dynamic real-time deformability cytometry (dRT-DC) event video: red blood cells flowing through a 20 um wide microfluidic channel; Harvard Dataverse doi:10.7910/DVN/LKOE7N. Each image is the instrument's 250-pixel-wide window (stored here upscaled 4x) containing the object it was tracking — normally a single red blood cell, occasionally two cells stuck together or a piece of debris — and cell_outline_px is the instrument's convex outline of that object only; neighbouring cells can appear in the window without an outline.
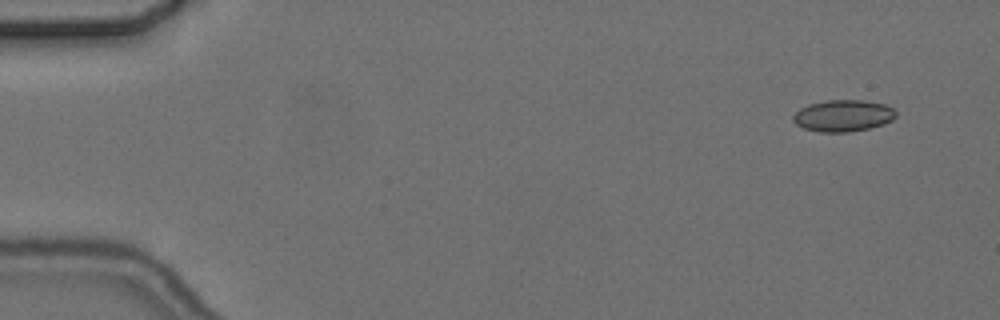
{"species": "common noctule bat (a hibernating species)", "species_latin": "Nyctalus noctula", "temperature_condition": "cold", "stored_images_in_passage": 4, "camera_frame_rate_fps": 3000, "um_per_image_px": 0.085, "animal": {"sex": "female", "body_mass_g": 24.6, "forearm_length_mm": 56.2}, "frame": {"image": 1, "passage_image": 1, "time_ms": 0.0, "image_size_px": [1000, 320], "cell_outline_px": [[896, 116], [892, 120], [884, 124], [868, 128], [848, 132], [820, 132], [804, 128], [796, 124], [792, 120], [792, 116], [800, 108], [808, 104], [824, 100], [864, 100], [884, 104], [892, 108], [896, 112]], "centroid_in_image_um": [71.65, 9.83], "position_along_channel_um": 13.4, "area_um2": 19.02}}
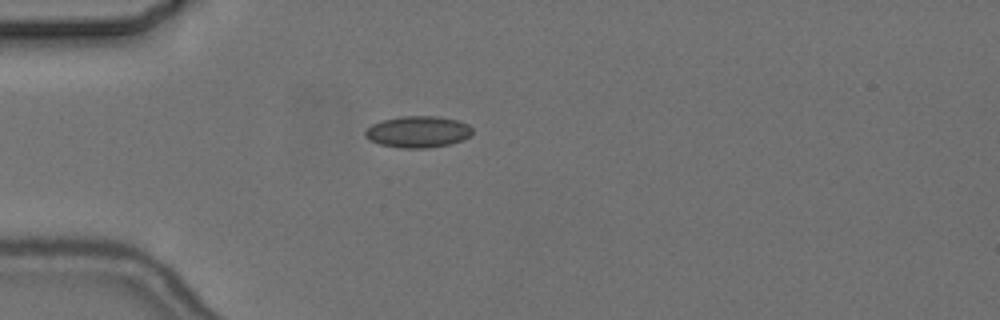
{"frame": {"image": 2, "passage_image": 4, "time_ms": 4.0, "image_size_px": [1000, 320], "cell_outline_px": [[472, 136], [464, 140], [448, 144], [428, 148], [400, 148], [380, 144], [368, 140], [364, 136], [364, 132], [372, 124], [380, 120], [404, 116], [436, 116], [460, 120], [468, 124], [472, 128]], "centroid_in_image_um": [35.54, 11.2], "position_along_channel_um": 49.5, "area_um2": 19.94}}